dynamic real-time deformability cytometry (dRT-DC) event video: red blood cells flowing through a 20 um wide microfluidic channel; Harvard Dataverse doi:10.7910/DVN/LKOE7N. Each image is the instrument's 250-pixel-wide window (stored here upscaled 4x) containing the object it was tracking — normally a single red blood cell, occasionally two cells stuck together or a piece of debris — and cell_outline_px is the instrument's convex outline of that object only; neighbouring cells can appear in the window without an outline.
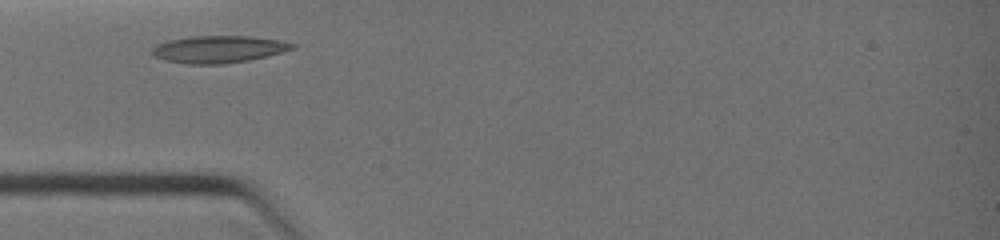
{"species": "common noctule bat (a hibernating species)", "species_latin": "Nyctalus noctula", "temperature_condition": "warm", "stored_images_in_passage": 21, "camera_frame_rate_fps": 3000, "um_per_image_px": 0.085, "animal": {"sex": "female", "body_mass_g": 19.0, "forearm_length_mm": 51.5}, "frame": {"image": 1, "passage_image": 1, "time_ms": 0.0, "image_size_px": [1000, 240], "cell_outline_px": [[296, 48], [248, 60], [224, 64], [184, 64], [164, 60], [156, 56], [152, 52], [152, 48], [156, 44], [168, 40], [192, 36], [248, 36], [276, 40], [296, 44]], "centroid_in_image_um": [18.52, 4.19], "position_along_channel_um": 66.5, "area_um2": 21.96}}
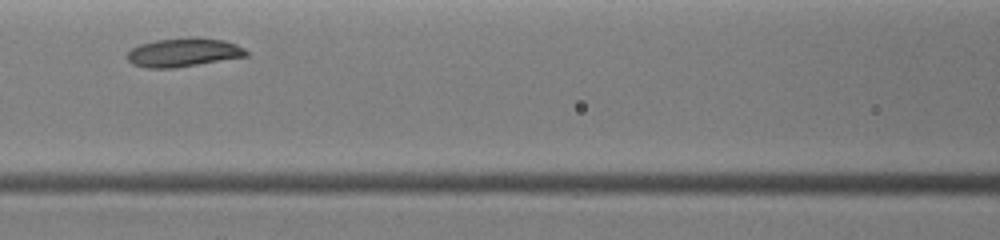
{"frame": {"image": 2, "passage_image": 6, "time_ms": 1.667, "image_size_px": [1000, 240], "cell_outline_px": [[248, 56], [172, 68], [148, 68], [132, 64], [124, 56], [132, 48], [140, 44], [156, 40], [224, 40], [236, 44], [244, 48], [248, 52]], "centroid_in_image_um": [15.55, 4.5], "position_along_channel_um": 151.1, "area_um2": 19.02}}
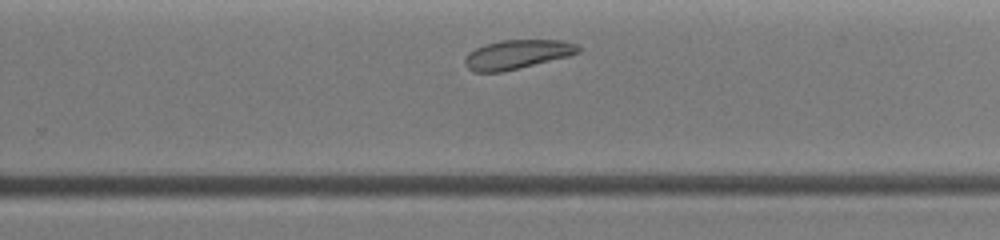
{"frame": {"image": 3, "passage_image": 15, "time_ms": 4.333, "image_size_px": [1000, 240], "cell_outline_px": [[580, 52], [568, 56], [500, 72], [472, 72], [464, 64], [464, 56], [468, 52], [484, 44], [500, 40], [560, 40], [576, 44], [580, 48]], "centroid_in_image_um": [43.89, 4.62], "position_along_channel_um": 285.9, "area_um2": 19.13}}